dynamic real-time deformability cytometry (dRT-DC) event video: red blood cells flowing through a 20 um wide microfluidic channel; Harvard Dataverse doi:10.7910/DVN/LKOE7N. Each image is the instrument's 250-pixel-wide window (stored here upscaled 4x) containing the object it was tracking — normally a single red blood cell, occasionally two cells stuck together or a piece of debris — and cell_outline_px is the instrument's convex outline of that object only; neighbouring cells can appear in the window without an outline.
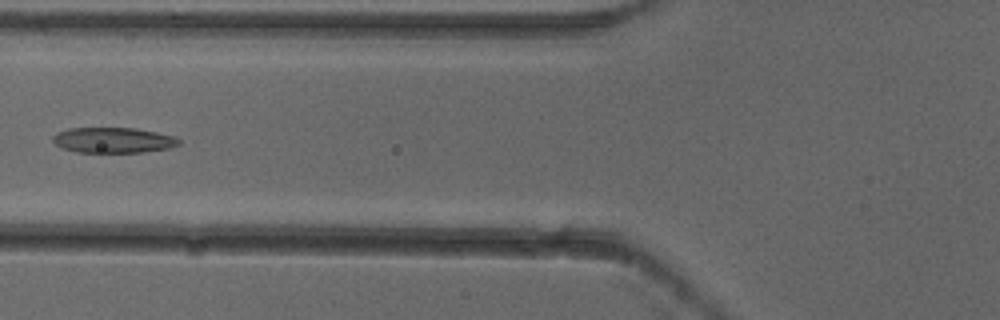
{"species": "common noctule bat (a hibernating species)", "species_latin": "Nyctalus noctula", "temperature_condition": "cold", "stored_images_in_passage": 7, "camera_frame_rate_fps": 3000, "um_per_image_px": 0.085, "animal": {"sex": "female"}, "frame": {"image": 1, "passage_image": 6, "time_ms": 1.667, "image_size_px": [1000, 320], "cell_outline_px": [[180, 144], [168, 148], [140, 152], [76, 152], [64, 148], [56, 144], [52, 140], [52, 136], [56, 132], [68, 128], [136, 128], [176, 136], [180, 140]], "centroid_in_image_um": [9.62, 11.9], "position_along_channel_um": 116.2, "area_um2": 18.67}}
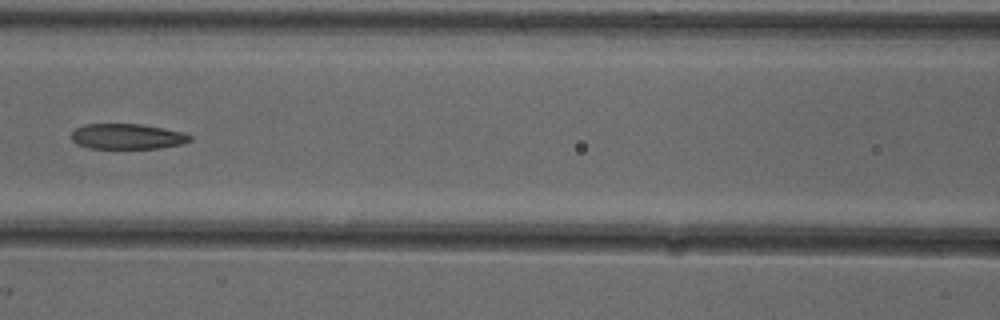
{"frame": {"image": 2, "passage_image": 7, "time_ms": 2.0, "image_size_px": [1000, 320], "cell_outline_px": [[192, 140], [180, 144], [156, 148], [88, 148], [76, 144], [72, 140], [72, 132], [76, 128], [84, 124], [140, 124], [184, 132], [192, 136]], "centroid_in_image_um": [10.8, 11.59], "position_along_channel_um": 155.8, "area_um2": 17.46}}